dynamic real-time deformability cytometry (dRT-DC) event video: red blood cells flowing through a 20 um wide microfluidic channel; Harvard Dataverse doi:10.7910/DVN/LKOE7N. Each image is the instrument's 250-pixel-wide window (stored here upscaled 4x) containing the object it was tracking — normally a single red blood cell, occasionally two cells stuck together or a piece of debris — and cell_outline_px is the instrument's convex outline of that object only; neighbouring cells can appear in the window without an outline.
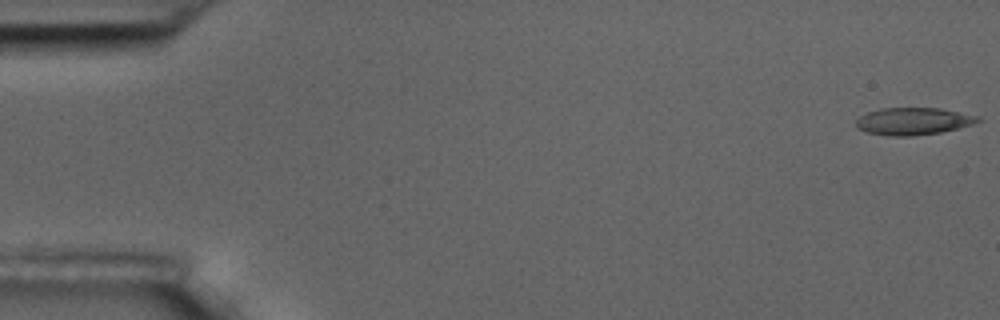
{"species": "common noctule bat (a hibernating species)", "species_latin": "Nyctalus noctula", "temperature_condition": "room temperature", "stored_images_in_passage": 56, "camera_frame_rate_fps": 3000, "um_per_image_px": 0.085, "animal": {"sex": "male", "body_mass_g": 17.5, "forearm_length_mm": 52.3}, "frame": {"image": 1, "passage_image": 1, "time_ms": 0.0, "image_size_px": [1000, 320], "cell_outline_px": [[980, 120], [972, 124], [940, 132], [912, 136], [892, 136], [868, 132], [856, 128], [856, 120], [860, 116], [868, 112], [880, 108], [936, 108], [980, 116]], "centroid_in_image_um": [77.59, 10.3], "position_along_channel_um": 7.4, "area_um2": 19.07}}
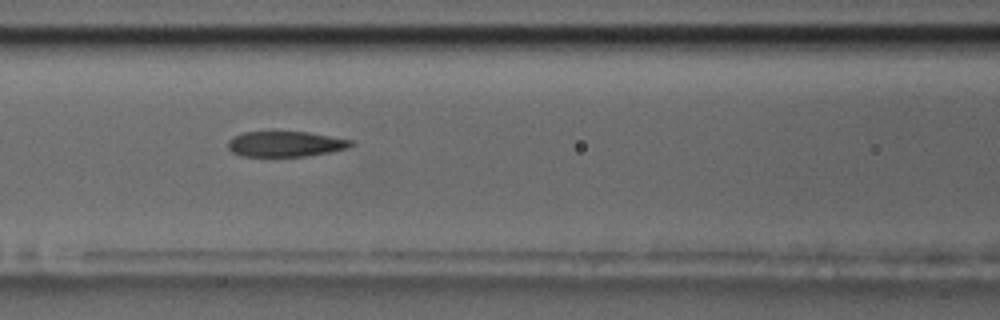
{"frame": {"image": 2, "passage_image": 24, "time_ms": 7.667, "image_size_px": [1000, 320], "cell_outline_px": [[356, 144], [348, 148], [332, 152], [308, 156], [272, 160], [240, 156], [232, 152], [228, 148], [228, 140], [232, 136], [244, 132], [308, 132], [352, 140]], "centroid_in_image_um": [24.22, 12.3], "position_along_channel_um": 142.4, "area_um2": 19.36}}
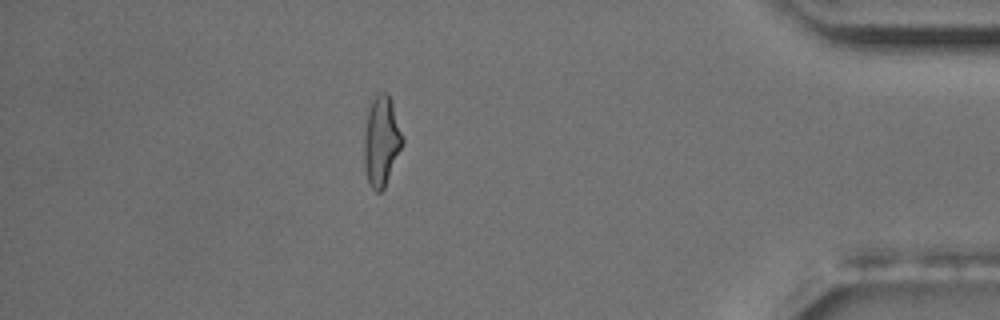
{"frame": {"image": 3, "passage_image": 49, "time_ms": 16.0, "image_size_px": [1000, 320], "cell_outline_px": [[404, 144], [384, 188], [380, 192], [376, 192], [372, 188], [368, 180], [364, 168], [364, 132], [368, 112], [372, 100], [380, 92], [388, 92], [404, 136]], "centroid_in_image_um": [32.44, 12.0], "position_along_channel_um": 402.8, "area_um2": 20.23}, "authors_computed_cell_mechanics": {"area_um2": 19.5364, "velocity_mm_per_s": 3.6318, "shape_relaxation_time_tau1_ms": 5.4765, "shape_relaxation_time_tau2_ms": 1.7719, "deformation_change_tau1": 0.1847, "deformation_change_tau2": 0.1015}}